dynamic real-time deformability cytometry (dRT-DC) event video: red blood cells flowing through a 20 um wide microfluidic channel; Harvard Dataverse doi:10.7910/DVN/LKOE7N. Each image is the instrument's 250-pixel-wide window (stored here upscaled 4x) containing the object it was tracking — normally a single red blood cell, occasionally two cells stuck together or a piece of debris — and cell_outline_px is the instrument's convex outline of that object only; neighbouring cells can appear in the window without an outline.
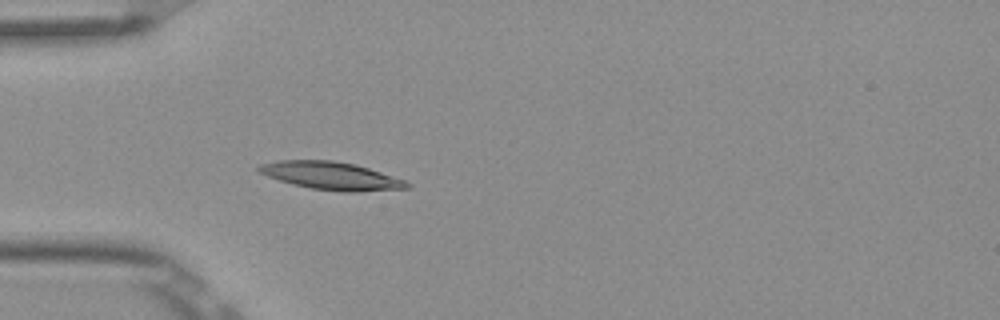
{"species": "Egyptian fruit bat (a non-hibernating species)", "species_latin": "Rousettus aegyptiacus", "temperature_condition": "room temperature", "stored_images_in_passage": 5, "camera_frame_rate_fps": 3000, "um_per_image_px": 0.085, "frame": {"image": 1, "passage_image": 5, "time_ms": 1.333, "image_size_px": [1000, 320], "cell_outline_px": [[412, 184], [408, 188], [356, 192], [344, 192], [312, 188], [292, 184], [268, 176], [260, 172], [256, 168], [260, 164], [280, 160], [332, 160], [356, 164], [408, 180]], "centroid_in_image_um": [28.22, 14.94], "position_along_channel_um": 56.8, "area_um2": 24.1}}